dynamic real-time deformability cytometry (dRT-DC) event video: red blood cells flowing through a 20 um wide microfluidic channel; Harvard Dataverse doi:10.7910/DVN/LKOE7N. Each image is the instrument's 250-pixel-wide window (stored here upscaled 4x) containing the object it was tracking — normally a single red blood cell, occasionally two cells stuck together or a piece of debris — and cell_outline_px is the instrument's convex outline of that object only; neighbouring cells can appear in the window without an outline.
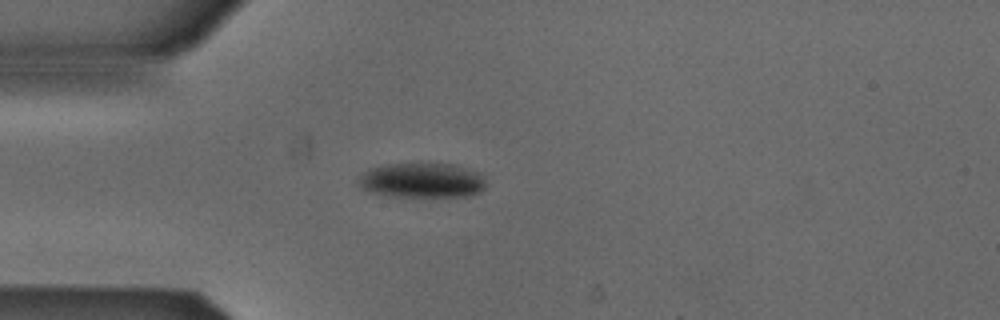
{"species": "Egyptian fruit bat (a non-hibernating species)", "species_latin": "Rousettus aegyptiacus", "temperature_condition": "cold", "stored_images_in_passage": 5, "camera_frame_rate_fps": 3000, "um_per_image_px": 0.085, "animal": {"sex": "male"}, "frame": {"image": 1, "passage_image": 5, "time_ms": 1.333, "image_size_px": [1000, 320], "cell_outline_px": [[484, 188], [480, 192], [472, 196], [396, 196], [372, 192], [364, 188], [356, 180], [368, 168], [388, 164], [428, 160], [456, 164], [480, 172], [484, 180]], "centroid_in_image_um": [35.91, 15.26], "position_along_channel_um": 49.1, "area_um2": 26.7}}